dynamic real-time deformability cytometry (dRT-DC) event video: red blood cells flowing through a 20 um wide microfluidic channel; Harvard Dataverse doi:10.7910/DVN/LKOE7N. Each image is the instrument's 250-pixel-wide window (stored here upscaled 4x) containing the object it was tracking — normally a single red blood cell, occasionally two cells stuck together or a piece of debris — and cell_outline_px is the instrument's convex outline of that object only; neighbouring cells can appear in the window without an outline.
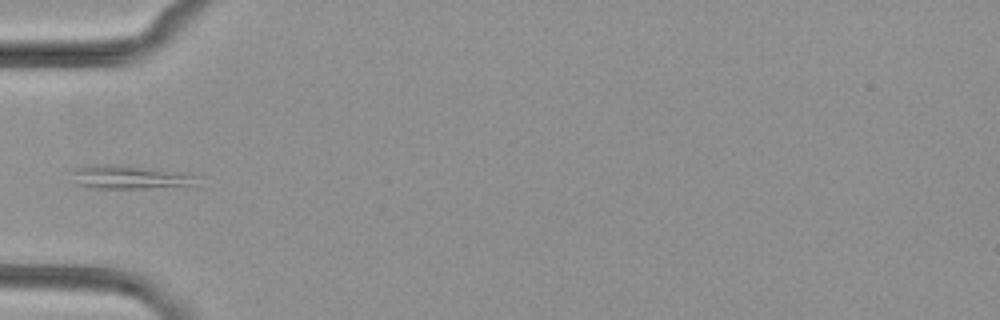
{"species": "common noctule bat (a hibernating species)", "species_latin": "Nyctalus noctula", "temperature_condition": "cold", "stored_images_in_passage": 7, "camera_frame_rate_fps": 3000, "um_per_image_px": 0.085, "animal": {"sex": "female", "body_mass_g": 29.2, "forearm_length_mm": 56.3}, "frame": {"image": 1, "passage_image": 6, "time_ms": 6.0, "image_size_px": [1000, 320], "cell_outline_px": [[200, 188], [96, 188], [72, 184], [72, 168], [88, 164], [128, 164], [188, 172], [200, 176]], "centroid_in_image_um": [11.23, 15.05], "position_along_channel_um": 73.8, "area_um2": 19.02}}
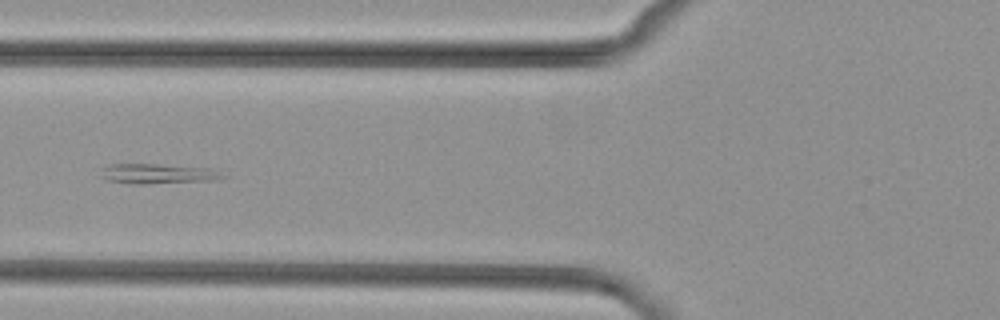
{"frame": {"image": 2, "passage_image": 7, "time_ms": 7.0, "image_size_px": [1000, 320], "cell_outline_px": [[228, 176], [216, 180], [144, 184], [132, 184], [108, 180], [100, 176], [104, 168], [112, 164], [156, 164], [212, 168]], "centroid_in_image_um": [13.47, 14.77], "position_along_channel_um": 112.3, "area_um2": 14.16}}